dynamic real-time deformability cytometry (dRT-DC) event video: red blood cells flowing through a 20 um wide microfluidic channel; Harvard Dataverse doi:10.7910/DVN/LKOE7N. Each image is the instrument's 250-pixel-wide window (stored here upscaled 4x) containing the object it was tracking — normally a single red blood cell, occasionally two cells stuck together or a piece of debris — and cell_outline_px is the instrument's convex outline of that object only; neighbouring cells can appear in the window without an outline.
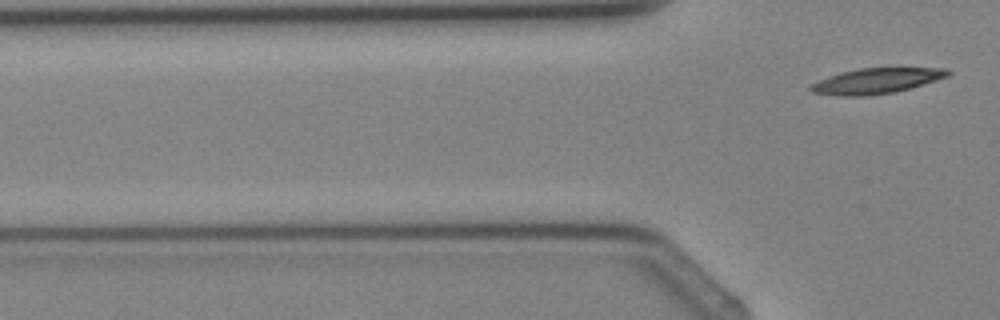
{"species": "Egyptian fruit bat (a non-hibernating species)", "species_latin": "Rousettus aegyptiacus", "temperature_condition": "cold", "stored_images_in_passage": 5, "segment_of_instrument_passage": [2, 2], "camera_frame_rate_fps": 3000, "um_per_image_px": 0.085, "animal": {"sex": "female"}, "frame": {"image": 1, "passage_image": 5, "time_ms": 4.667, "image_size_px": [1000, 320], "cell_outline_px": [[952, 72], [948, 76], [912, 88], [892, 92], [868, 96], [840, 96], [812, 92], [808, 88], [812, 84], [828, 76], [840, 72], [860, 68], [948, 68]], "centroid_in_image_um": [74.5, 6.87], "position_along_channel_um": 51.3, "area_um2": 20.29}}